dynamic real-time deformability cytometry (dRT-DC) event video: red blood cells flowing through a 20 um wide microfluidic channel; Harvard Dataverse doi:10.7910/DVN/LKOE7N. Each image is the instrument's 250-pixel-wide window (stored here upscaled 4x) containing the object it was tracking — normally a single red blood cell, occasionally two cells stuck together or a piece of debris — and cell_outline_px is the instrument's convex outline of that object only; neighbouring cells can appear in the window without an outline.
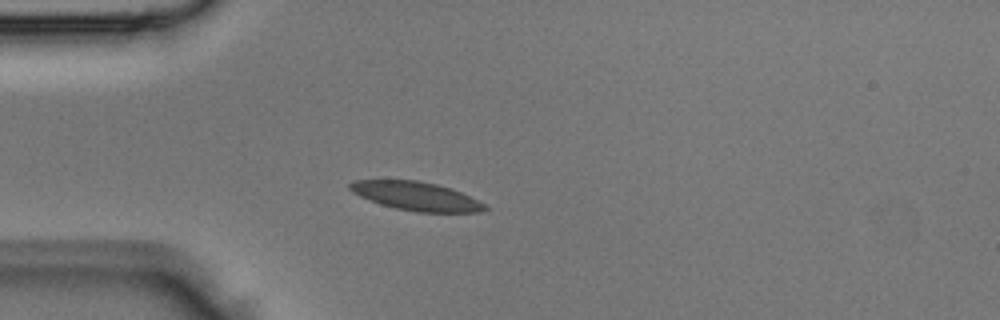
{"species": "Egyptian fruit bat (a non-hibernating species)", "species_latin": "Rousettus aegyptiacus", "temperature_condition": "room temperature", "stored_images_in_passage": 3, "camera_frame_rate_fps": 3000, "um_per_image_px": 0.085, "animal": {"sex": "male"}, "frame": {"image": 1, "passage_image": 3, "time_ms": 0.667, "image_size_px": [1000, 320], "cell_outline_px": [[488, 208], [480, 212], [416, 212], [396, 208], [380, 204], [360, 196], [352, 192], [348, 188], [348, 184], [352, 180], [416, 180], [436, 184], [452, 188], [484, 204]], "centroid_in_image_um": [35.33, 16.66], "position_along_channel_um": 49.7, "area_um2": 22.37}}